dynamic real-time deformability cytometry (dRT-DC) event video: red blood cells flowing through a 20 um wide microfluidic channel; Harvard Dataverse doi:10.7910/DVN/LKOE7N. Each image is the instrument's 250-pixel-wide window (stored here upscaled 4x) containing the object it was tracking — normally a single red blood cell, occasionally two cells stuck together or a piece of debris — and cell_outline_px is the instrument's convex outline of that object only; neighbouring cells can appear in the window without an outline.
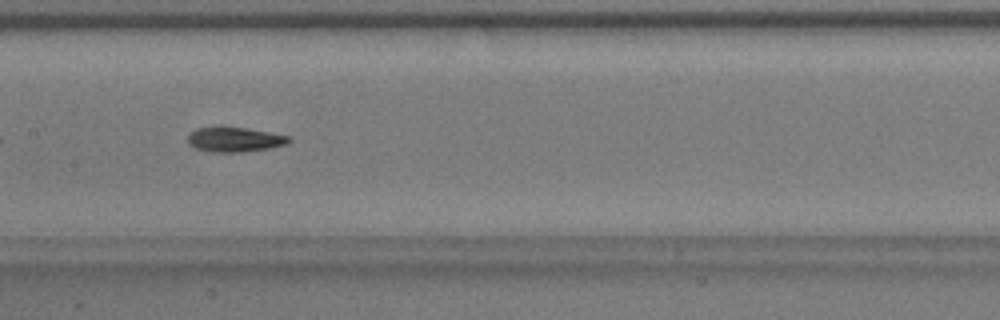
{"species": "common noctule bat (a hibernating species)", "species_latin": "Nyctalus noctula", "temperature_condition": "warm", "stored_images_in_passage": 38, "camera_frame_rate_fps": 3000, "um_per_image_px": 0.085, "animal": {"sex": "male", "body_mass_g": 17.9}, "frame": {"image": 1, "passage_image": 12, "time_ms": 3.667, "image_size_px": [1000, 320], "cell_outline_px": [[292, 140], [284, 144], [268, 148], [244, 152], [212, 152], [196, 148], [188, 144], [188, 136], [196, 128], [216, 124], [224, 124], [248, 128], [292, 136]], "centroid_in_image_um": [19.91, 11.8], "position_along_channel_um": 187.5, "area_um2": 15.2}}
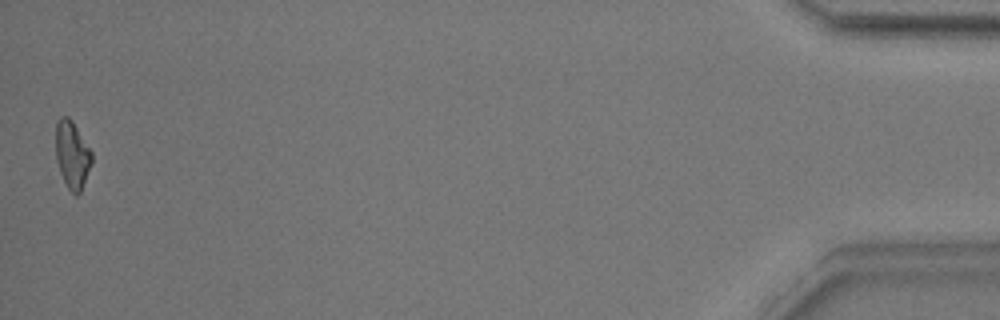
{"frame": {"image": 2, "passage_image": 38, "time_ms": 12.333, "image_size_px": [1000, 320], "cell_outline_px": [[92, 164], [80, 192], [76, 196], [68, 188], [60, 172], [56, 160], [56, 120], [60, 116], [68, 116], [72, 120], [92, 152]], "centroid_in_image_um": [6.13, 13.13], "position_along_channel_um": 429.1, "area_um2": 14.16}, "authors_computed_cell_mechanics": {"area_um2": 14.2766, "velocity_mm_per_s": 3.8458, "shape_relaxation_time_tau1_ms": 3.5991, "shape_relaxation_time_tau2_ms": 2.9582, "deformation_change_tau1": 0.1595, "deformation_change_tau2": 0.1189}}